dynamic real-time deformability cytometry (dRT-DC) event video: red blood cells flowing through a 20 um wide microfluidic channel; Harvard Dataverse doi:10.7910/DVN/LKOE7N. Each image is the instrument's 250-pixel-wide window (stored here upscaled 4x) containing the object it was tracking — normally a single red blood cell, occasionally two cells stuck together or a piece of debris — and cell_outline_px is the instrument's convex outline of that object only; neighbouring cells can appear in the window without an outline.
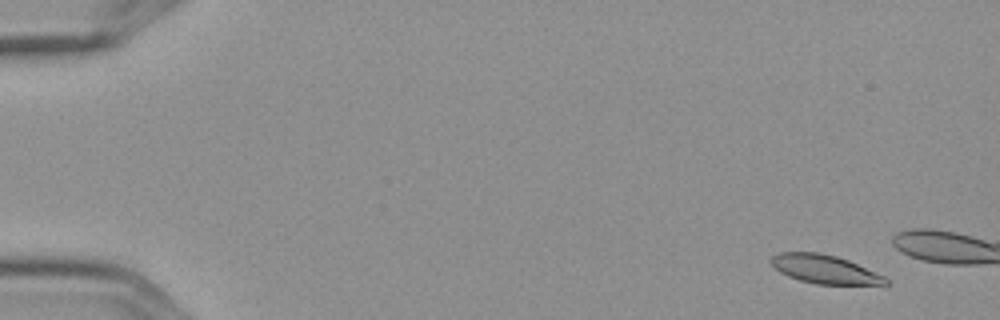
{"species": "Egyptian fruit bat (a non-hibernating species)", "species_latin": "Rousettus aegyptiacus", "temperature_condition": "cold", "stored_images_in_passage": 5, "camera_frame_rate_fps": 3000, "um_per_image_px": 0.085, "frame": {"image": 1, "passage_image": 2, "time_ms": 0.333, "image_size_px": [1000, 320], "cell_outline_px": [[888, 284], [816, 284], [800, 280], [788, 276], [780, 272], [768, 260], [772, 256], [780, 252], [820, 252], [836, 256], [848, 260], [884, 276], [888, 280]], "centroid_in_image_um": [70.06, 22.87], "position_along_channel_um": 14.9, "area_um2": 18.9}}